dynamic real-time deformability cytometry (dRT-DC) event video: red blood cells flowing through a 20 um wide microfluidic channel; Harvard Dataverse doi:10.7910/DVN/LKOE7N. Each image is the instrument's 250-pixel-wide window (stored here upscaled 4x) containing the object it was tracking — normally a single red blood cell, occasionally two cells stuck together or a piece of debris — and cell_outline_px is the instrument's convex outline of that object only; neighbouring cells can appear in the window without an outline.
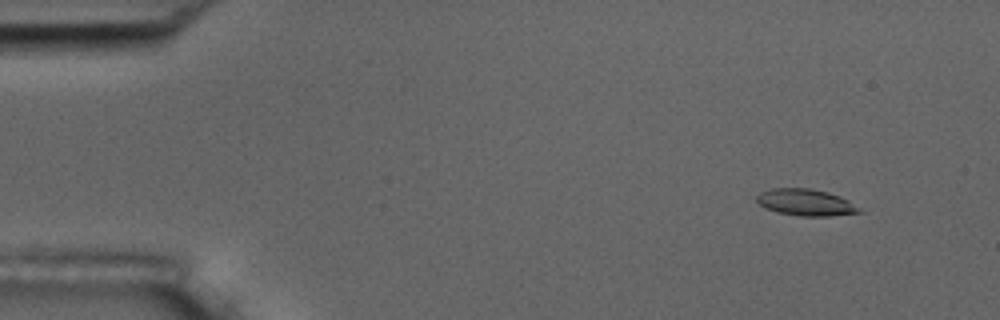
{"species": "common noctule bat (a hibernating species)", "species_latin": "Nyctalus noctula", "temperature_condition": "room temperature", "stored_images_in_passage": 55, "camera_frame_rate_fps": 3000, "um_per_image_px": 0.085, "animal": {"sex": "male", "body_mass_g": 17.5, "forearm_length_mm": 52.3}, "frame": {"image": 1, "passage_image": 6, "time_ms": 1.667, "image_size_px": [1000, 320], "cell_outline_px": [[864, 212], [828, 216], [800, 216], [776, 212], [764, 208], [756, 200], [756, 196], [760, 192], [772, 188], [808, 188], [828, 192], [840, 196], [848, 200]], "centroid_in_image_um": [68.46, 17.2], "position_along_channel_um": 16.5, "area_um2": 15.95}}
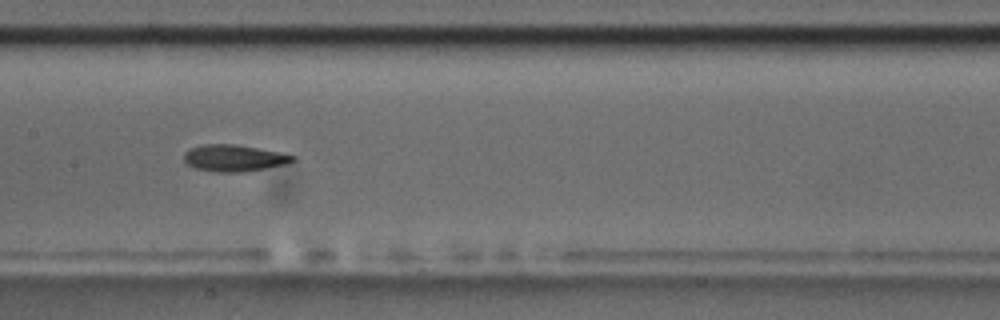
{"frame": {"image": 2, "passage_image": 28, "time_ms": 9.0, "image_size_px": [1000, 320], "cell_outline_px": [[296, 160], [284, 164], [244, 172], [212, 172], [196, 168], [188, 164], [184, 160], [184, 152], [188, 148], [200, 144], [232, 144], [280, 152], [296, 156]], "centroid_in_image_um": [19.85, 13.43], "position_along_channel_um": 187.6, "area_um2": 16.88}}
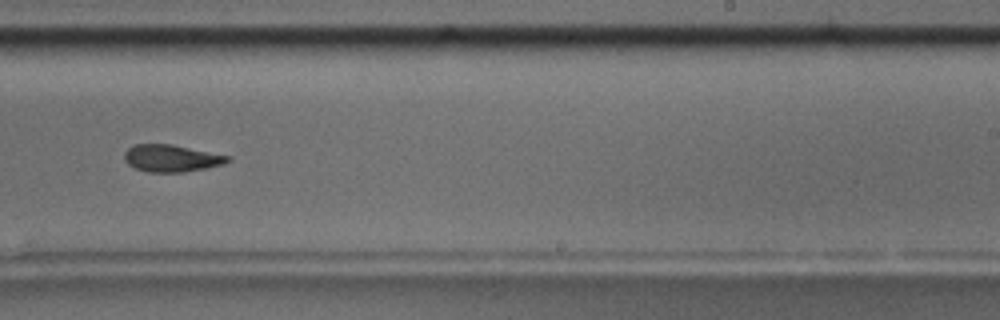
{"frame": {"image": 3, "passage_image": 35, "time_ms": 11.333, "image_size_px": [1000, 320], "cell_outline_px": [[232, 160], [224, 164], [184, 172], [148, 172], [136, 168], [128, 164], [124, 160], [124, 152], [132, 144], [172, 144], [232, 156]], "centroid_in_image_um": [14.59, 13.44], "position_along_channel_um": 274.4, "area_um2": 16.47}, "authors_computed_cell_mechanics": {"area_um2": 16.473, "velocity_mm_per_s": 3.7434, "shape_relaxation_time_tau1_ms": 6.3406, "shape_relaxation_time_tau2_ms": 2.7192, "deformation_change_tau1": 0.1957, "deformation_change_tau2": 0.0978}}